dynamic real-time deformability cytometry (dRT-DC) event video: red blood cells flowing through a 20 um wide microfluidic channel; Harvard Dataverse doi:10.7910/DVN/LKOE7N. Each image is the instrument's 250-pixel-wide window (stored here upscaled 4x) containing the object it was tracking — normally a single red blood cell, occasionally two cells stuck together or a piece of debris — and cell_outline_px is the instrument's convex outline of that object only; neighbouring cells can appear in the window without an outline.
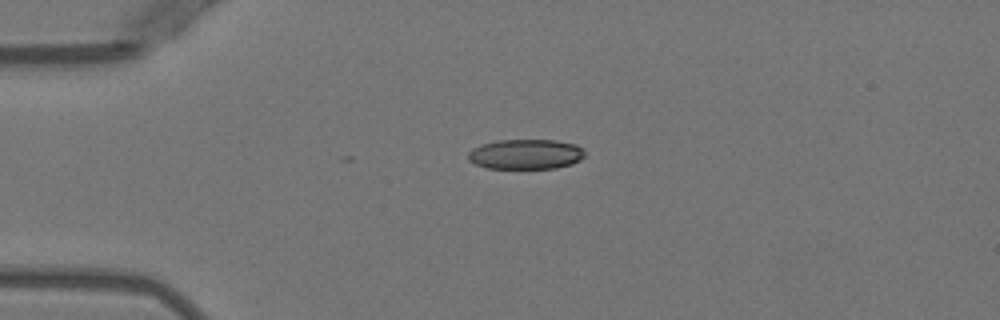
{"species": "Egyptian fruit bat (a non-hibernating species)", "species_latin": "Rousettus aegyptiacus", "temperature_condition": "warm", "stored_images_in_passage": 4, "camera_frame_rate_fps": 3000, "um_per_image_px": 0.085, "animal": {"sex": "female"}, "frame": {"image": 1, "passage_image": 3, "time_ms": 2.333, "image_size_px": [1000, 320], "cell_outline_px": [[584, 156], [580, 160], [572, 164], [556, 168], [488, 168], [476, 164], [468, 160], [468, 152], [472, 148], [480, 144], [496, 140], [556, 140], [576, 144], [584, 152]], "centroid_in_image_um": [44.66, 13.1], "position_along_channel_um": 40.3, "area_um2": 20.46}}